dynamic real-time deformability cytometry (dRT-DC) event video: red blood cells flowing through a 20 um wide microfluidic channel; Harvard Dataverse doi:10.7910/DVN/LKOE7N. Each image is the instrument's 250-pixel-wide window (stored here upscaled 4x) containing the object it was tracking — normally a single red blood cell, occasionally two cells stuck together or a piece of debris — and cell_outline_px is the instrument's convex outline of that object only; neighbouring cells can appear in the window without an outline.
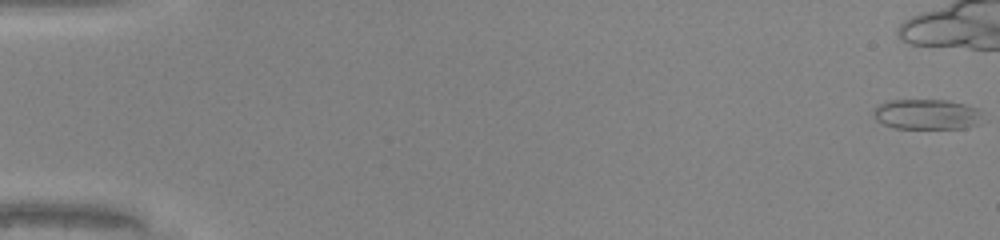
{"species": "common noctule bat (a hibernating species)", "species_latin": "Nyctalus noctula", "temperature_condition": "warm", "stored_images_in_passage": 40, "camera_frame_rate_fps": 3000, "um_per_image_px": 0.085, "animal": {"sex": "male", "body_mass_g": 20.0, "forearm_length_mm": 53.3}, "frame": {"image": 1, "passage_image": 1, "time_ms": 0.0, "image_size_px": [1000, 240], "cell_outline_px": [[980, 124], [964, 128], [896, 128], [884, 124], [876, 120], [872, 112], [872, 108], [888, 100], [948, 100], [980, 108]], "centroid_in_image_um": [78.76, 9.71], "position_along_channel_um": 6.2, "area_um2": 19.36}}